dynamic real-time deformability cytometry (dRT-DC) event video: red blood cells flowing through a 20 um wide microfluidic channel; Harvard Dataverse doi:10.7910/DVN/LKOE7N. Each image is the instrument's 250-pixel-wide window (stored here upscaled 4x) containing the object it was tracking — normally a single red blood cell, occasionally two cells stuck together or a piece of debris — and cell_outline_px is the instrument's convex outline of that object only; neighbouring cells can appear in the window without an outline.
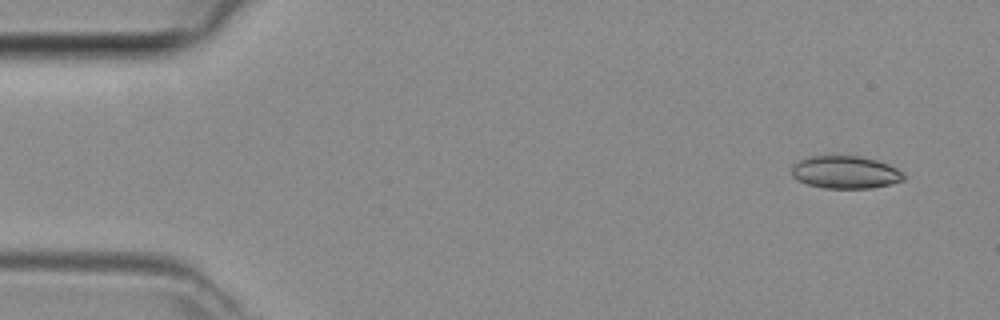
{"species": "common noctule bat (a hibernating species)", "species_latin": "Nyctalus noctula", "temperature_condition": "room temperature", "stored_images_in_passage": 4, "camera_frame_rate_fps": 3000, "um_per_image_px": 0.085, "animal": {"sex": "female", "body_mass_g": 29.2, "forearm_length_mm": 56.3}, "frame": {"image": 1, "passage_image": 1, "time_ms": 0.0, "image_size_px": [1000, 320], "cell_outline_px": [[904, 180], [872, 188], [824, 188], [808, 184], [792, 176], [792, 164], [800, 160], [812, 156], [860, 156], [876, 160], [888, 164], [904, 172]], "centroid_in_image_um": [71.86, 14.64], "position_along_channel_um": 13.1, "area_um2": 21.15}}
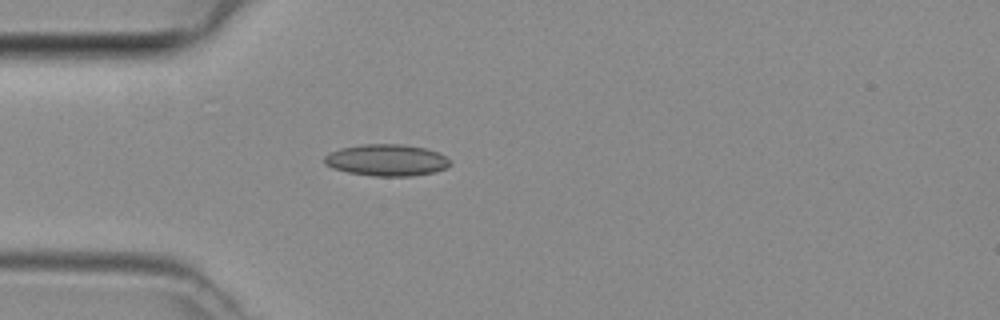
{"frame": {"image": 2, "passage_image": 4, "time_ms": 1.0, "image_size_px": [1000, 320], "cell_outline_px": [[452, 164], [444, 168], [432, 172], [412, 176], [372, 176], [348, 172], [332, 168], [324, 164], [324, 156], [340, 148], [364, 144], [400, 144], [424, 148], [440, 152]], "centroid_in_image_um": [32.84, 13.61], "position_along_channel_um": 52.2, "area_um2": 23.06}}